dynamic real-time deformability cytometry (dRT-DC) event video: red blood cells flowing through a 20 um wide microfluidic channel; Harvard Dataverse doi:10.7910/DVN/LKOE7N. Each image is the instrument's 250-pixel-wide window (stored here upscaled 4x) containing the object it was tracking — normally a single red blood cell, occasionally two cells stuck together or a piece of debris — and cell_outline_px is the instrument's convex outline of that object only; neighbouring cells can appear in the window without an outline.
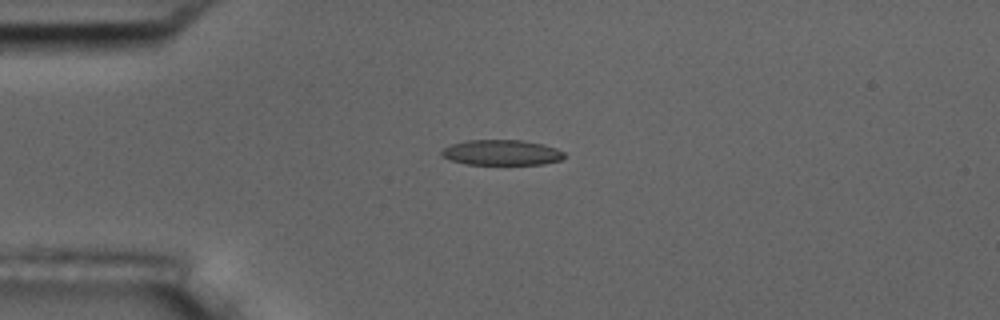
{"species": "common noctule bat (a hibernating species)", "species_latin": "Nyctalus noctula", "temperature_condition": "room temperature", "stored_images_in_passage": 9, "camera_frame_rate_fps": 3000, "um_per_image_px": 0.085, "animal": {"sex": "male", "body_mass_g": 17.5, "forearm_length_mm": 52.3}, "frame": {"image": 1, "passage_image": 3, "time_ms": 3.0, "image_size_px": [1000, 320], "cell_outline_px": [[564, 156], [560, 160], [544, 164], [464, 164], [452, 160], [444, 156], [440, 152], [444, 148], [452, 144], [468, 140], [524, 140], [544, 144], [556, 148], [564, 152]], "centroid_in_image_um": [42.67, 12.96], "position_along_channel_um": 42.3, "area_um2": 18.03}}
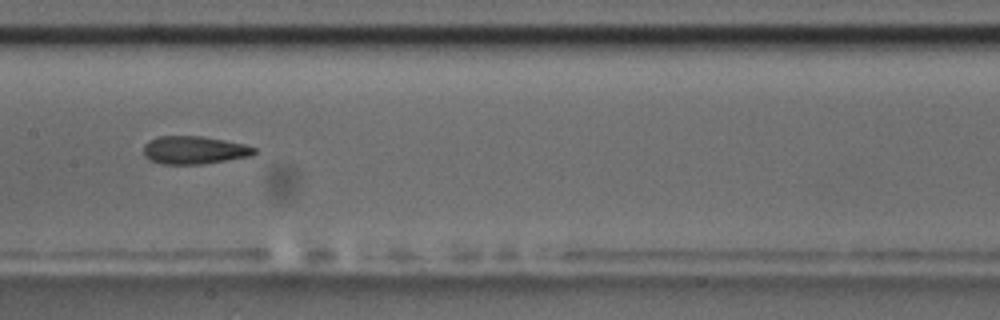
{"frame": {"image": 2, "passage_image": 7, "time_ms": 7.667, "image_size_px": [1000, 320], "cell_outline_px": [[256, 152], [252, 156], [204, 164], [164, 164], [148, 160], [144, 156], [144, 144], [148, 140], [160, 136], [204, 136], [244, 144], [256, 148]], "centroid_in_image_um": [16.5, 12.76], "position_along_channel_um": 190.9, "area_um2": 18.21}}
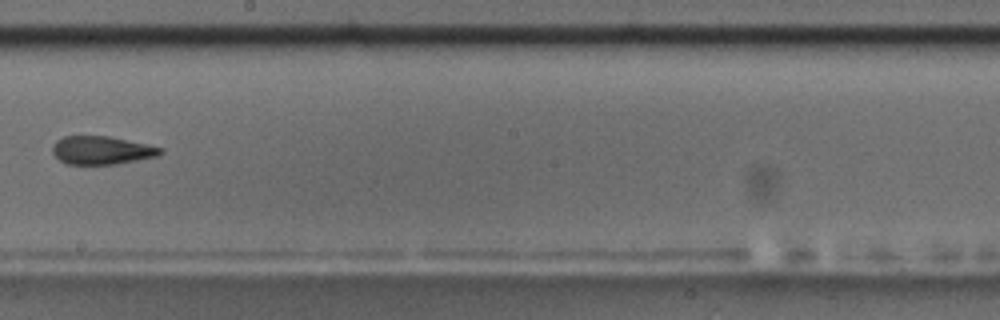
{"frame": {"image": 3, "passage_image": 8, "time_ms": 9.0, "image_size_px": [1000, 320], "cell_outline_px": [[164, 152], [160, 156], [116, 164], [68, 164], [60, 160], [52, 152], [52, 148], [56, 140], [64, 136], [108, 136], [164, 148]], "centroid_in_image_um": [8.67, 12.77], "position_along_channel_um": 239.5, "area_um2": 17.74}}